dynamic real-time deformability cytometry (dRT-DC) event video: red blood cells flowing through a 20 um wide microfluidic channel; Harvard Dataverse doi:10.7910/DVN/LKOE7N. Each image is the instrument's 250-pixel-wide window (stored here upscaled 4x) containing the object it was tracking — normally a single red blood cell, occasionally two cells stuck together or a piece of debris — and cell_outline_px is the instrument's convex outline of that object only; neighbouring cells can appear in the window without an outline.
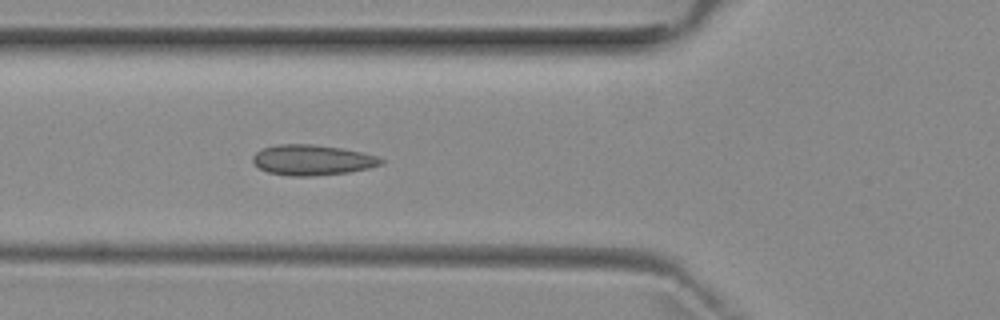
{"species": "common noctule bat (a hibernating species)", "species_latin": "Nyctalus noctula", "temperature_condition": "room temperature", "stored_images_in_passage": 5, "camera_frame_rate_fps": 3000, "um_per_image_px": 0.085, "animal": {"sex": "female", "body_mass_g": 29.2, "forearm_length_mm": 56.3}, "frame": {"image": 1, "passage_image": 5, "time_ms": 6.0, "image_size_px": [1000, 320], "cell_outline_px": [[384, 164], [368, 168], [348, 172], [312, 176], [288, 176], [268, 172], [260, 168], [252, 160], [252, 156], [256, 152], [264, 148], [276, 144], [312, 144], [340, 148], [360, 152], [376, 156], [384, 160]], "centroid_in_image_um": [26.53, 13.6], "position_along_channel_um": 99.3, "area_um2": 22.6}}